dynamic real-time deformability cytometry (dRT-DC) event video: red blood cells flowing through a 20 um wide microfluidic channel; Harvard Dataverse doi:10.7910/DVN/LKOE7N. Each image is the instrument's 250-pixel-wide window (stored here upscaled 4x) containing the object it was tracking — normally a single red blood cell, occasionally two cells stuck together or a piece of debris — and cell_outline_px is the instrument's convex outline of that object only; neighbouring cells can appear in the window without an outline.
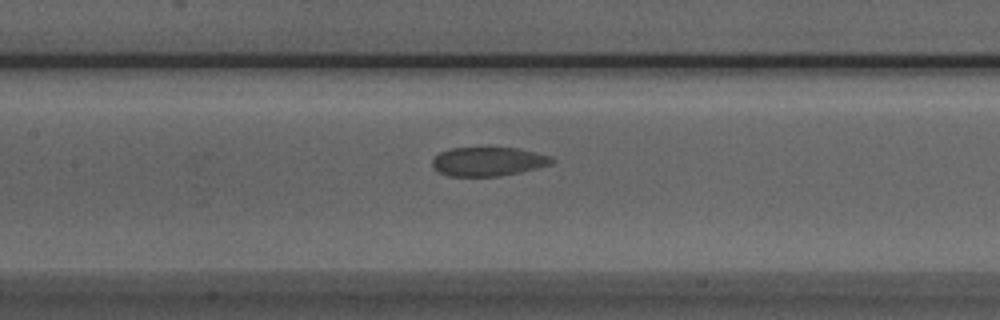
{"species": "Egyptian fruit bat (a non-hibernating species)", "species_latin": "Rousettus aegyptiacus", "temperature_condition": "room temperature", "stored_images_in_passage": 26, "camera_frame_rate_fps": 3000, "um_per_image_px": 0.085, "animal": {"sex": "male"}, "frame": {"image": 1, "passage_image": 11, "time_ms": 3.333, "image_size_px": [1000, 320], "cell_outline_px": [[556, 160], [552, 164], [520, 172], [500, 176], [448, 176], [432, 168], [432, 160], [440, 152], [448, 148], [520, 148], [552, 156]], "centroid_in_image_um": [41.51, 13.73], "position_along_channel_um": 165.9, "area_um2": 20.29}}
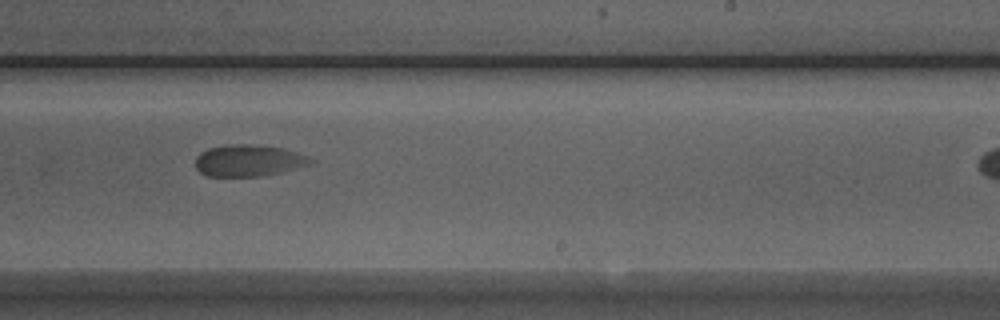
{"frame": {"image": 2, "passage_image": 19, "time_ms": 6.0, "image_size_px": [1000, 320], "cell_outline_px": [[312, 164], [280, 172], [260, 176], [208, 176], [200, 172], [196, 168], [196, 156], [200, 152], [208, 148], [228, 144], [248, 144], [284, 148], [308, 156], [312, 160]], "centroid_in_image_um": [21.11, 13.64], "position_along_channel_um": 267.9, "area_um2": 21.15}}
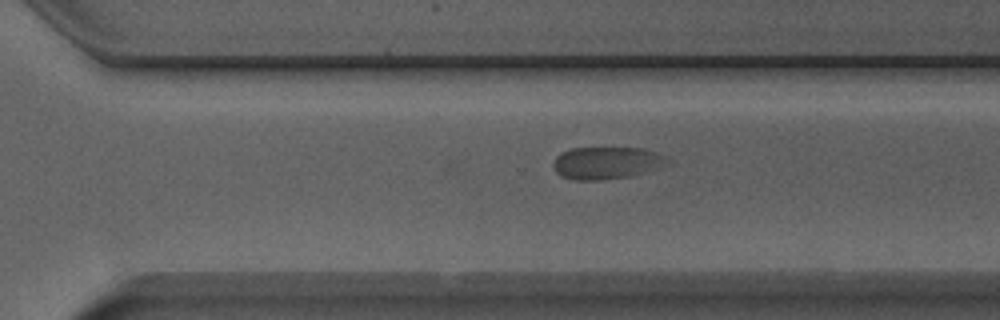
{"frame": {"image": 3, "passage_image": 23, "time_ms": 7.333, "image_size_px": [1000, 320], "cell_outline_px": [[672, 164], [632, 176], [596, 180], [572, 180], [560, 176], [556, 172], [552, 164], [556, 156], [572, 148], [644, 148], [656, 152], [672, 160]], "centroid_in_image_um": [51.61, 13.85], "position_along_channel_um": 319.0, "area_um2": 21.73}}